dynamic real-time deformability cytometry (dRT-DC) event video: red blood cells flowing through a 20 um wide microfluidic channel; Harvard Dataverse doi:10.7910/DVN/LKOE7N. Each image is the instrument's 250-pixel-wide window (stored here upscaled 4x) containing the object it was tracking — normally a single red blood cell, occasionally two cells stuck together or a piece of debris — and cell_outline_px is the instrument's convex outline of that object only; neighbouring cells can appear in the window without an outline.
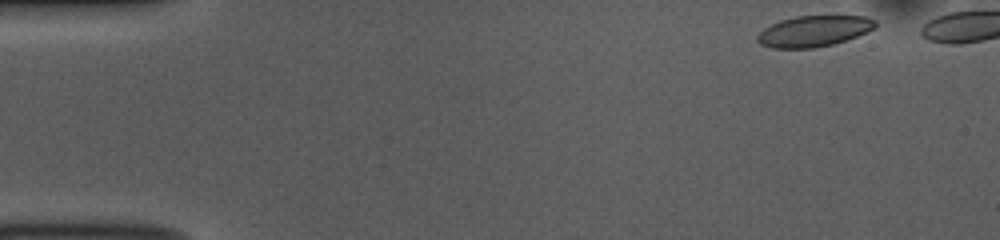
{"species": "common noctule bat (a hibernating species)", "species_latin": "Nyctalus noctula", "temperature_condition": "room temperature", "stored_images_in_passage": 42, "camera_frame_rate_fps": 3000, "um_per_image_px": 0.085, "animal": {"sex": "female", "body_mass_g": 10.0, "forearm_length_mm": 53.1}, "frame": {"image": 1, "passage_image": 1, "time_ms": 0.0, "image_size_px": [1000, 240], "cell_outline_px": [[876, 28], [868, 32], [832, 44], [812, 48], [772, 48], [760, 44], [756, 40], [756, 36], [764, 28], [780, 20], [796, 16], [864, 16], [876, 20]], "centroid_in_image_um": [69.17, 2.64], "position_along_channel_um": 15.8, "area_um2": 21.21}}
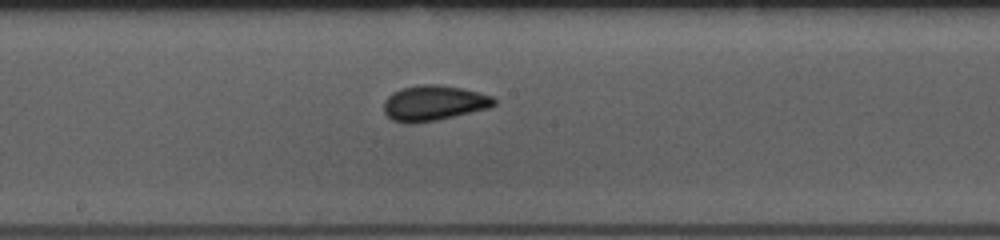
{"frame": {"image": 2, "passage_image": 24, "time_ms": 7.667, "image_size_px": [1000, 240], "cell_outline_px": [[496, 104], [488, 108], [436, 120], [412, 124], [408, 124], [392, 120], [384, 112], [384, 100], [392, 92], [400, 88], [420, 84], [440, 84], [460, 88], [492, 96], [496, 100]], "centroid_in_image_um": [36.82, 8.75], "position_along_channel_um": 211.4, "area_um2": 22.66}}
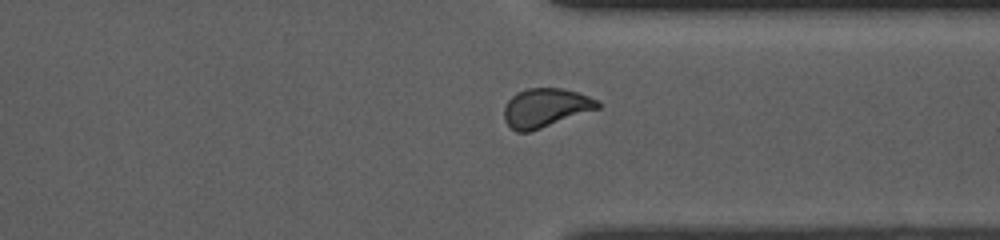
{"frame": {"image": 3, "passage_image": 36, "time_ms": 11.667, "image_size_px": [1000, 240], "cell_outline_px": [[600, 108], [528, 132], [516, 132], [504, 120], [504, 108], [508, 100], [516, 92], [528, 88], [560, 88], [576, 92], [600, 100]], "centroid_in_image_um": [46.36, 9.15], "position_along_channel_um": 365.0, "area_um2": 21.04}}